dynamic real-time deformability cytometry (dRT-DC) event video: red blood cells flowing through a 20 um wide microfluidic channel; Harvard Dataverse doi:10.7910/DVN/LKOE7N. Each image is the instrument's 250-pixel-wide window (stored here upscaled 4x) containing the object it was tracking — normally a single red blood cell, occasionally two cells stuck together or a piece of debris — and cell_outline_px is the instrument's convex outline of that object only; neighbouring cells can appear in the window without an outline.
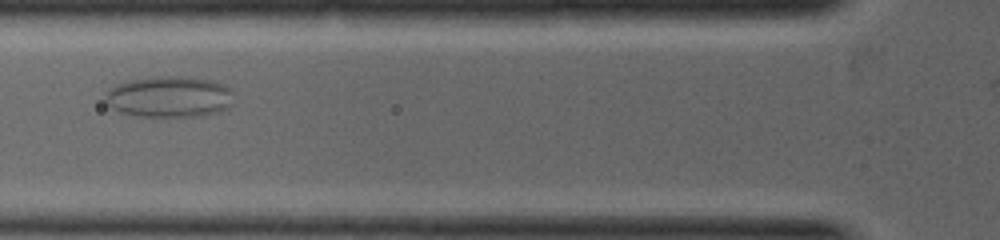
{"species": "common noctule bat (a hibernating species)", "species_latin": "Nyctalus noctula", "temperature_condition": "warm", "stored_images_in_passage": 14, "camera_frame_rate_fps": 5000, "um_per_image_px": 0.085, "animal": {"sex": "female", "body_mass_g": 19.0, "forearm_length_mm": 53.3}, "frame": {"image": 1, "passage_image": 3, "time_ms": 1.2, "image_size_px": [1000, 240], "cell_outline_px": [[232, 104], [228, 108], [220, 112], [204, 116], [136, 116], [120, 112], [112, 108], [104, 100], [104, 96], [108, 88], [116, 84], [132, 80], [164, 76], [188, 76], [212, 80], [224, 84], [232, 88]], "centroid_in_image_um": [14.42, 8.23], "position_along_channel_um": 111.4, "area_um2": 31.21}}
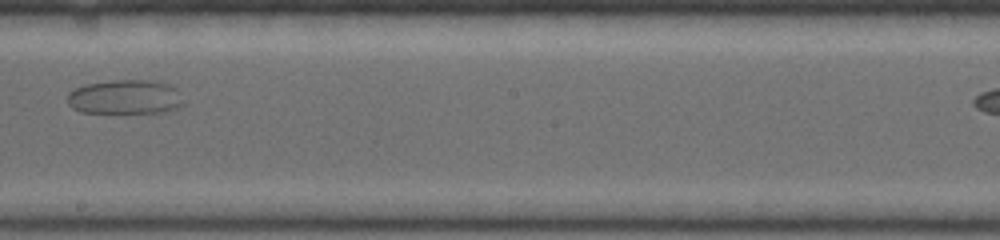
{"frame": {"image": 2, "passage_image": 6, "time_ms": 3.0, "image_size_px": [1000, 240], "cell_outline_px": [[184, 104], [180, 108], [168, 112], [80, 112], [72, 108], [68, 104], [68, 92], [84, 84], [112, 80], [156, 80], [168, 84], [176, 88], [184, 100]], "centroid_in_image_um": [10.68, 8.24], "position_along_channel_um": 237.5, "area_um2": 23.52}}
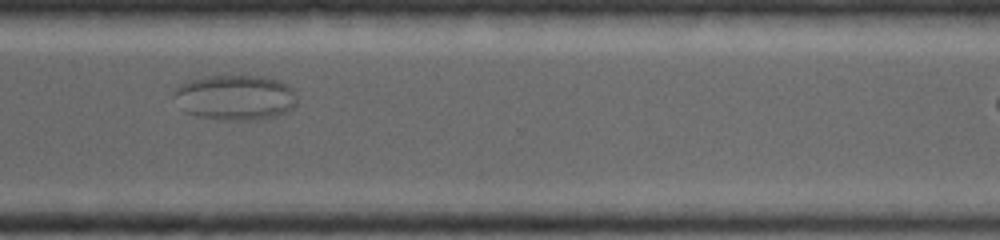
{"frame": {"image": 3, "passage_image": 11, "time_ms": 4.6, "image_size_px": [1000, 240], "cell_outline_px": [[296, 104], [288, 112], [276, 116], [244, 120], [200, 116], [184, 112], [172, 96], [172, 92], [180, 84], [188, 80], [212, 76], [264, 76], [288, 84], [296, 92]], "centroid_in_image_um": [19.99, 8.26], "position_along_channel_um": 350.6, "area_um2": 32.25}}